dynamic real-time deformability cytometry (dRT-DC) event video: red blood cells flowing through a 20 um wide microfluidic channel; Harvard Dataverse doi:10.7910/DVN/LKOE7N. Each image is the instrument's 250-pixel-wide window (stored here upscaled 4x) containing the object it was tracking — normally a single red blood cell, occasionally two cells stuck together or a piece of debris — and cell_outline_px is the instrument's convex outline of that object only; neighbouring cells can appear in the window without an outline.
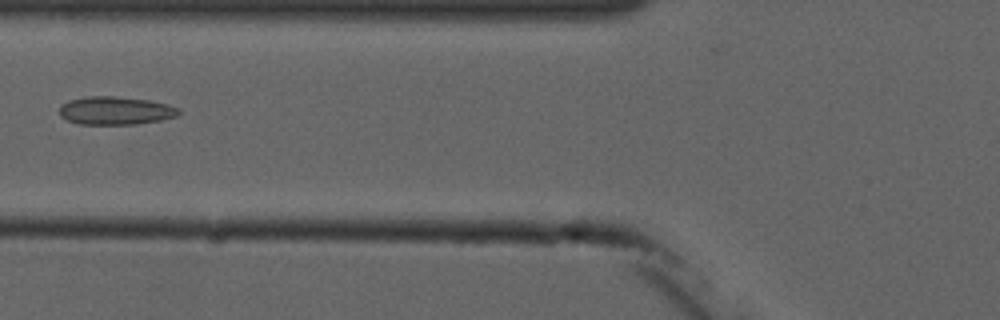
{"species": "common noctule bat (a hibernating species)", "species_latin": "Nyctalus noctula", "temperature_condition": "cold", "stored_images_in_passage": 6, "camera_frame_rate_fps": 3000, "um_per_image_px": 0.085, "animal": {"sex": "male", "forearm_length_mm": 52.5}, "frame": {"image": 1, "passage_image": 6, "time_ms": 6.0, "image_size_px": [1000, 320], "cell_outline_px": [[180, 112], [176, 116], [160, 120], [136, 124], [80, 124], [68, 120], [60, 116], [60, 108], [68, 100], [88, 96], [116, 96], [148, 100], [168, 104], [180, 108]], "centroid_in_image_um": [9.83, 9.4], "position_along_channel_um": 116.0, "area_um2": 19.48}}